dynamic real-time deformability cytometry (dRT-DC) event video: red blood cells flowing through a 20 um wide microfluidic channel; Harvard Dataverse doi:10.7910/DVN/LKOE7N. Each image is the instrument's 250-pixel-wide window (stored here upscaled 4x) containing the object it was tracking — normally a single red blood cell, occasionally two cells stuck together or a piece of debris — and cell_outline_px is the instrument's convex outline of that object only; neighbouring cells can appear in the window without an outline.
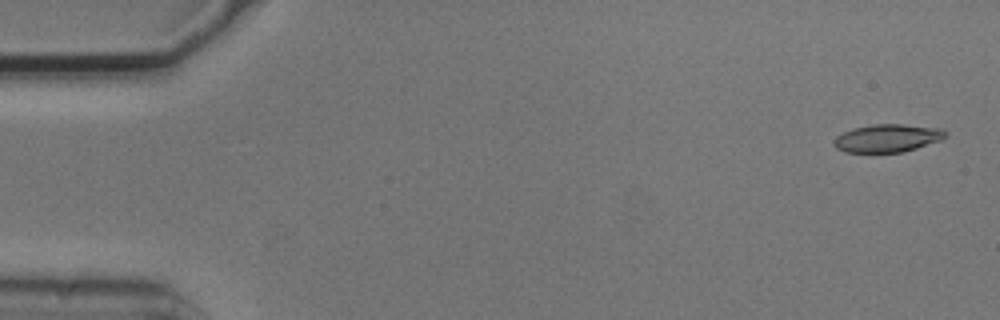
{"species": "common noctule bat (a hibernating species)", "species_latin": "Nyctalus noctula", "temperature_condition": "cold", "stored_images_in_passage": 5, "camera_frame_rate_fps": 3000, "um_per_image_px": 0.085, "animal": {"sex": "male", "body_mass_g": 20.5, "forearm_length_mm": 52.5}, "frame": {"image": 1, "passage_image": 1, "time_ms": 0.0, "image_size_px": [1000, 320], "cell_outline_px": [[948, 136], [944, 140], [916, 148], [900, 152], [844, 152], [836, 148], [832, 144], [832, 140], [836, 136], [852, 128], [872, 124], [904, 124], [944, 128], [948, 132]], "centroid_in_image_um": [75.48, 11.73], "position_along_channel_um": 9.5, "area_um2": 18.55}}
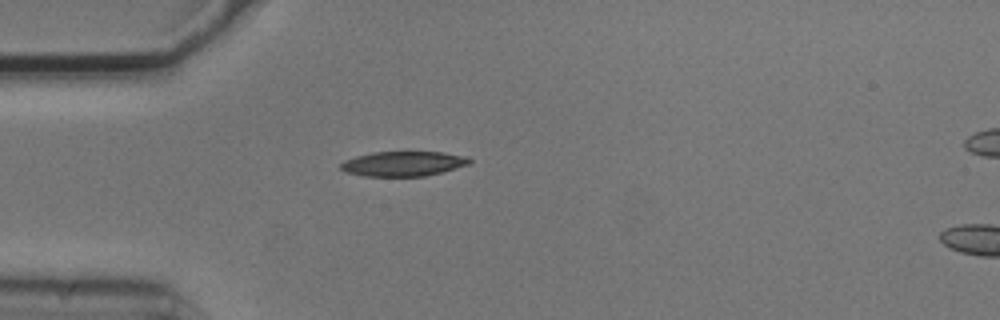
{"frame": {"image": 2, "passage_image": 4, "time_ms": 1.0, "image_size_px": [1000, 320], "cell_outline_px": [[472, 160], [468, 164], [440, 172], [424, 176], [364, 176], [348, 172], [340, 168], [340, 164], [356, 156], [372, 152], [444, 152], [468, 156]], "centroid_in_image_um": [34.3, 13.9], "position_along_channel_um": 50.7, "area_um2": 18.38}}